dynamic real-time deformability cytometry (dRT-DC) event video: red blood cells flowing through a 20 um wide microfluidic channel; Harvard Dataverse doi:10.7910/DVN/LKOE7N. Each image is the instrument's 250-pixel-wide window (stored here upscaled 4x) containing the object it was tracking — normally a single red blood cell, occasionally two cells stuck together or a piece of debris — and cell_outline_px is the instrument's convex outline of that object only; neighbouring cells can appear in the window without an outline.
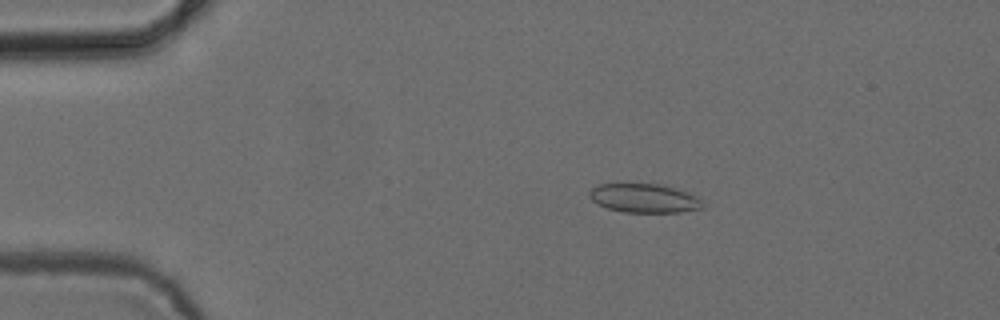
{"species": "common noctule bat (a hibernating species)", "species_latin": "Nyctalus noctula", "temperature_condition": "cold", "stored_images_in_passage": 52, "camera_frame_rate_fps": 3000, "um_per_image_px": 0.085, "animal": {"sex": "female", "body_mass_g": 24.6, "forearm_length_mm": 56.2}, "frame": {"image": 1, "passage_image": 9, "time_ms": 2.667, "image_size_px": [1000, 320], "cell_outline_px": [[704, 208], [680, 212], [624, 212], [608, 208], [596, 204], [588, 196], [588, 192], [596, 184], [616, 180], [664, 184], [700, 196], [704, 204]], "centroid_in_image_um": [54.71, 16.78], "position_along_channel_um": 30.3, "area_um2": 20.4}}
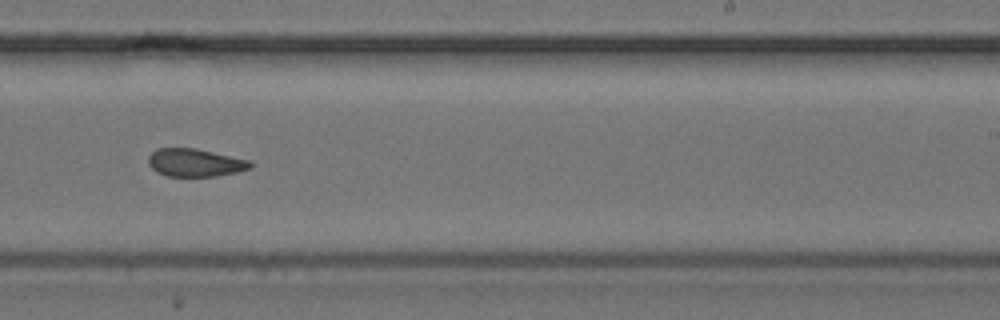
{"frame": {"image": 2, "passage_image": 32, "time_ms": 10.333, "image_size_px": [1000, 320], "cell_outline_px": [[252, 168], [236, 172], [216, 176], [168, 176], [156, 172], [148, 164], [148, 156], [156, 148], [196, 148], [248, 160], [252, 164]], "centroid_in_image_um": [16.55, 13.82], "position_along_channel_um": 272.5, "area_um2": 16.53}}
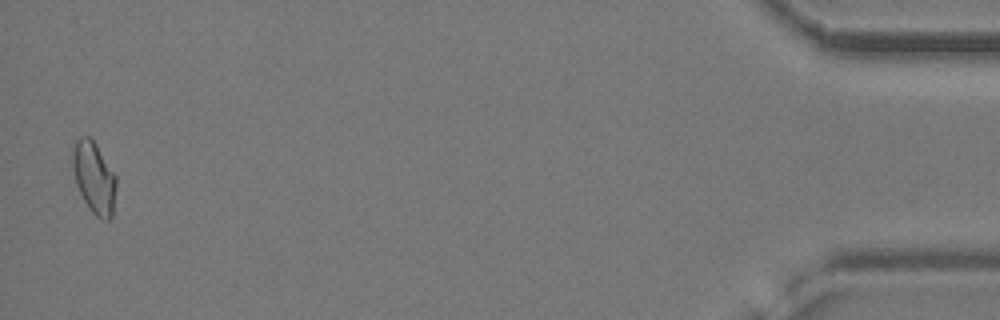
{"frame": {"image": 3, "passage_image": 51, "time_ms": 16.667, "image_size_px": [1000, 320], "cell_outline_px": [[116, 184], [112, 216], [108, 220], [104, 220], [96, 216], [88, 208], [76, 184], [72, 168], [72, 152], [76, 140], [80, 136], [88, 136], [96, 144], [116, 176]], "centroid_in_image_um": [7.98, 15.1], "position_along_channel_um": 427.2, "area_um2": 18.09}, "authors_computed_cell_mechanics": {"area_um2": 17.4556, "velocity_mm_per_s": 3.8874, "shape_relaxation_time_tau1_ms": 10.4494, "shape_relaxation_time_tau2_ms": 1.6445, "deformation_change_tau1": 0.136, "deformation_change_tau2": 0.0886}}